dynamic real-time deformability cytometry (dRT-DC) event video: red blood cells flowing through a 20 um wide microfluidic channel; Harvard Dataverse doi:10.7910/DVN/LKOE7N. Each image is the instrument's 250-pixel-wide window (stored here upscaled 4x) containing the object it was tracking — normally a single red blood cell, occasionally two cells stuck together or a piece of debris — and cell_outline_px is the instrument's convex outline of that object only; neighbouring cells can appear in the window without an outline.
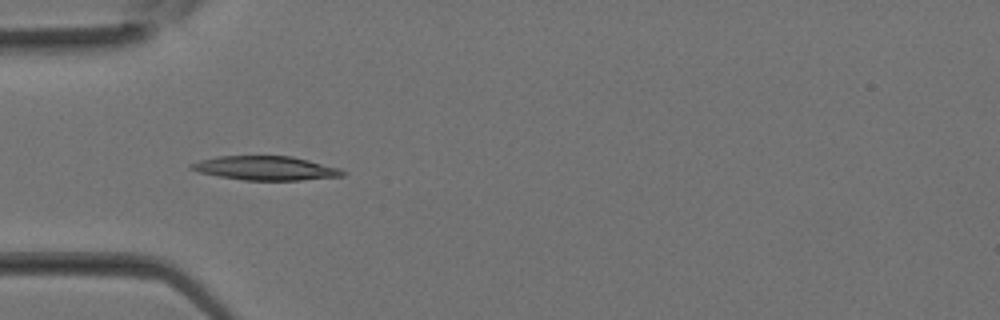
{"species": "Egyptian fruit bat (a non-hibernating species)", "species_latin": "Rousettus aegyptiacus", "temperature_condition": "room temperature", "stored_images_in_passage": 23, "camera_frame_rate_fps": 3000, "um_per_image_px": 0.085, "animal": {"sex": "female"}, "frame": {"image": 1, "passage_image": 1, "time_ms": 0.0, "image_size_px": [1000, 320], "cell_outline_px": [[348, 172], [344, 176], [300, 180], [244, 180], [220, 176], [200, 172], [188, 168], [188, 164], [200, 160], [216, 156], [292, 156], [340, 168]], "centroid_in_image_um": [22.59, 14.29], "position_along_channel_um": 62.4, "area_um2": 21.21}}
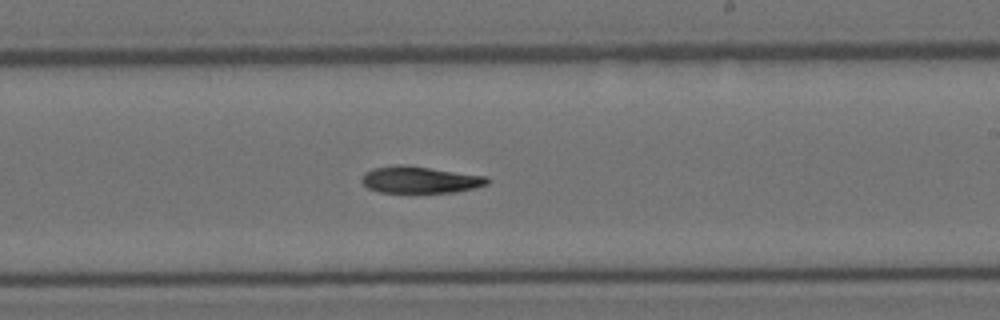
{"frame": {"image": 2, "passage_image": 10, "time_ms": 3.0, "image_size_px": [1000, 320], "cell_outline_px": [[492, 180], [488, 184], [476, 188], [456, 192], [380, 192], [368, 188], [360, 180], [364, 172], [372, 168], [392, 164], [408, 164], [488, 176]], "centroid_in_image_um": [35.73, 15.25], "position_along_channel_um": 253.3, "area_um2": 20.11}}
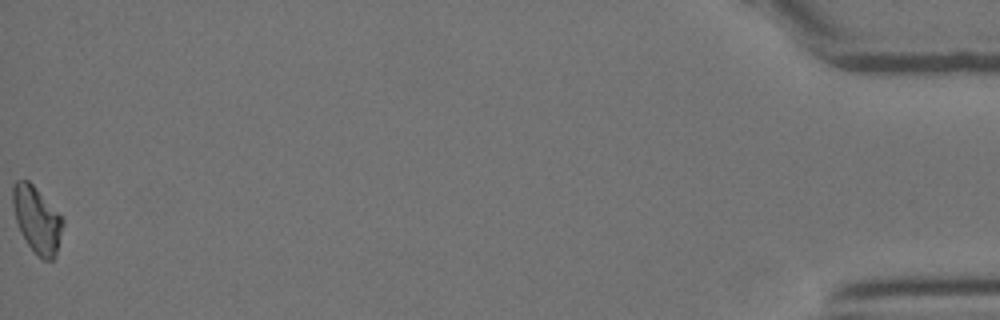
{"frame": {"image": 3, "passage_image": 23, "time_ms": 7.333, "image_size_px": [1000, 320], "cell_outline_px": [[64, 224], [56, 256], [52, 260], [44, 260], [28, 244], [20, 232], [16, 220], [12, 204], [12, 188], [16, 180], [28, 180], [36, 188], [64, 220]], "centroid_in_image_um": [3.14, 18.67], "position_along_channel_um": 432.1, "area_um2": 19.07}}